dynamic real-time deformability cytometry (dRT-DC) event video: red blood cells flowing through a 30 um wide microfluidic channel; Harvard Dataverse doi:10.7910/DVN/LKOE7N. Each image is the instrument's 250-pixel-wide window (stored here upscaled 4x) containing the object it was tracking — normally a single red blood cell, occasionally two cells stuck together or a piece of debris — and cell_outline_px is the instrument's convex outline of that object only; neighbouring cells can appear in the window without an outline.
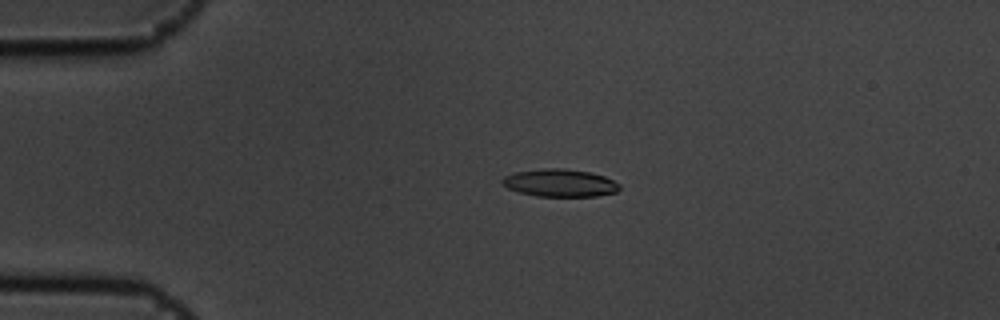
{"species": "common noctule bat (a hibernating species)", "species_latin": "Nyctalus noctula", "temperature_condition": "cold", "stored_images_in_passage": 5, "camera_frame_rate_fps": 3000, "um_per_image_px": 0.085, "animal": {"sex": "male", "body_mass_g": 19.5, "forearm_length_mm": 54.6}, "frame": {"image": 1, "passage_image": 4, "time_ms": 1.0, "image_size_px": [1000, 320], "cell_outline_px": [[620, 188], [616, 192], [596, 196], [536, 196], [520, 192], [508, 188], [500, 180], [504, 176], [516, 172], [544, 168], [564, 168], [588, 172], [604, 176], [620, 184]], "centroid_in_image_um": [47.59, 15.55], "position_along_channel_um": 37.4, "area_um2": 18.73}}